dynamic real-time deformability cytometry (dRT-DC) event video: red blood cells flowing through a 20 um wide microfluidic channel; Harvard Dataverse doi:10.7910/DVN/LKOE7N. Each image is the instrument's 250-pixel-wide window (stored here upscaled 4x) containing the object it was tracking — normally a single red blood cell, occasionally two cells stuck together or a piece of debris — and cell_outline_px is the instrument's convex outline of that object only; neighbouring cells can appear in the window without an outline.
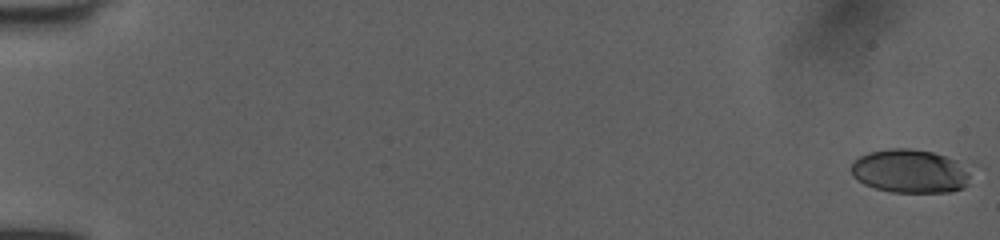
{"species": "human", "species_latin": "Homo sapiens", "temperature_condition": "room temperature", "stored_images_in_passage": 38, "camera_frame_rate_fps": 3000, "um_per_image_px": 0.085, "donor": {"sex": "female"}, "frame": {"image": 1, "passage_image": 1, "time_ms": 0.0, "image_size_px": [1000, 240], "cell_outline_px": [[976, 168], [968, 184], [964, 188], [952, 192], [892, 192], [876, 188], [864, 184], [856, 180], [852, 176], [852, 164], [860, 156], [868, 152], [892, 148], [908, 148], [932, 152], [976, 160]], "centroid_in_image_um": [77.62, 14.52], "position_along_channel_um": 7.4, "area_um2": 32.14}}
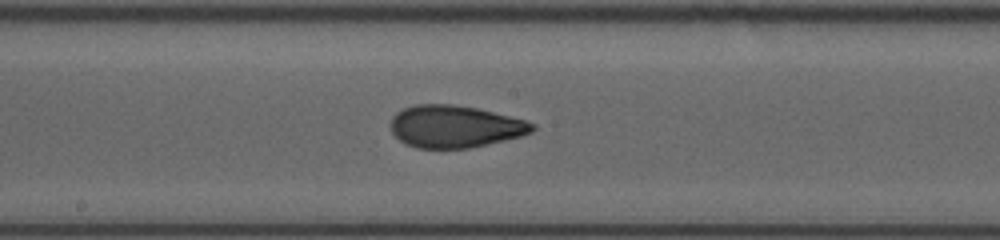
{"frame": {"image": 2, "passage_image": 21, "time_ms": 6.667, "image_size_px": [1000, 240], "cell_outline_px": [[536, 128], [532, 132], [520, 136], [504, 140], [468, 148], [416, 148], [404, 144], [392, 132], [392, 116], [396, 112], [404, 108], [416, 104], [448, 104], [476, 108], [524, 120], [536, 124]], "centroid_in_image_um": [38.65, 10.75], "position_along_channel_um": 209.6, "area_um2": 34.56}}
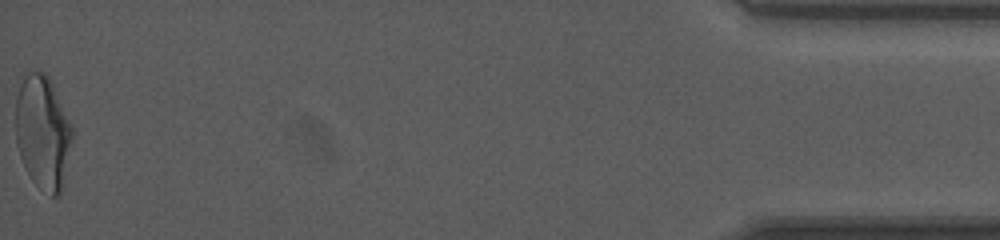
{"frame": {"image": 3, "passage_image": 38, "time_ms": 12.333, "image_size_px": [1000, 240], "cell_outline_px": [[72, 140], [64, 184], [60, 196], [52, 196], [36, 184], [32, 180], [20, 156], [16, 144], [16, 100], [20, 84], [28, 72], [44, 72], [48, 76], [72, 124]], "centroid_in_image_um": [3.65, 11.27], "position_along_channel_um": 431.5, "area_um2": 37.34}}